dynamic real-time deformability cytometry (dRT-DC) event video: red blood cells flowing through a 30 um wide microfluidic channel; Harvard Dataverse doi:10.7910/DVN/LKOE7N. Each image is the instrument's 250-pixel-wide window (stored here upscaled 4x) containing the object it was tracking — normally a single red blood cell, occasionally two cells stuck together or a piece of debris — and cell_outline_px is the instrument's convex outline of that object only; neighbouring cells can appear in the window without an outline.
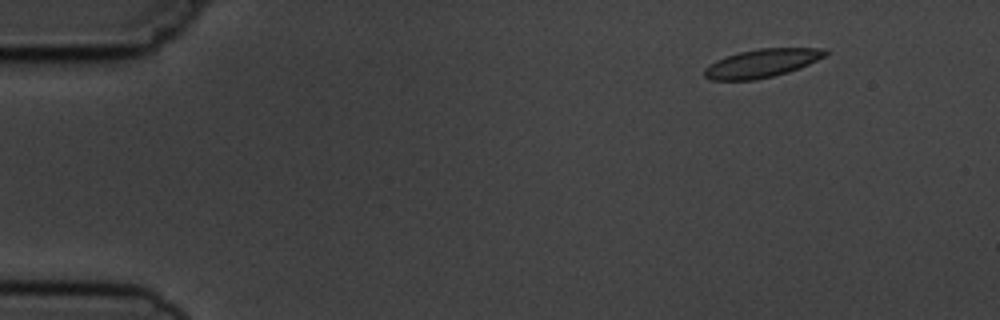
{"species": "common noctule bat (a hibernating species)", "species_latin": "Nyctalus noctula", "temperature_condition": "cold", "stored_images_in_passage": 5, "segment_of_instrument_passage": [2, 2], "camera_frame_rate_fps": 3000, "um_per_image_px": 0.085, "animal": {"sex": "male", "body_mass_g": 19.5, "forearm_length_mm": 54.6}, "frame": {"image": 1, "passage_image": 5, "time_ms": 5.667, "image_size_px": [1000, 320], "cell_outline_px": [[828, 52], [824, 56], [800, 68], [788, 72], [772, 76], [752, 80], [712, 80], [704, 76], [704, 68], [708, 64], [716, 60], [740, 52], [760, 48], [828, 48]], "centroid_in_image_um": [64.75, 5.37], "position_along_channel_um": 20.3, "area_um2": 19.83}}